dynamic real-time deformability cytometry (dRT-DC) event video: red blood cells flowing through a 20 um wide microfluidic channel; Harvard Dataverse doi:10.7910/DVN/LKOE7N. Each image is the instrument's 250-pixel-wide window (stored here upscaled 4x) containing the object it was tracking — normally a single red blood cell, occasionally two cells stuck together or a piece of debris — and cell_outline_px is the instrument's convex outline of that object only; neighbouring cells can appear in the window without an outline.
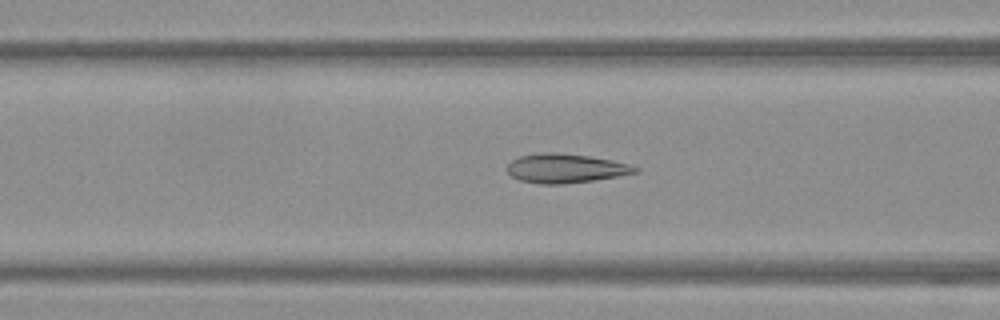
{"species": "Egyptian fruit bat (a non-hibernating species)", "species_latin": "Rousettus aegyptiacus", "temperature_condition": "warm", "stored_images_in_passage": 50, "camera_frame_rate_fps": 3000, "um_per_image_px": 0.085, "frame": {"image": 1, "passage_image": 18, "time_ms": 5.667, "image_size_px": [1000, 320], "cell_outline_px": [[640, 172], [592, 180], [564, 184], [540, 184], [520, 180], [512, 176], [504, 168], [512, 160], [520, 156], [544, 152], [556, 152], [588, 156], [612, 160], [628, 164], [640, 168]], "centroid_in_image_um": [48.05, 14.3], "position_along_channel_um": 118.5, "area_um2": 21.68}}
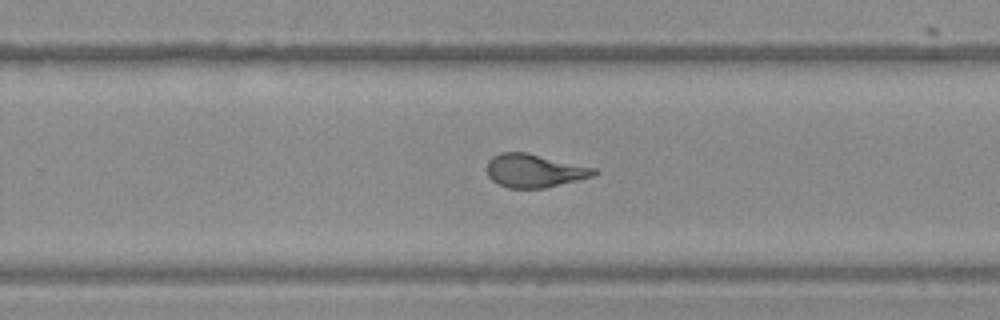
{"frame": {"image": 2, "passage_image": 31, "time_ms": 10.0, "image_size_px": [1000, 320], "cell_outline_px": [[600, 172], [596, 176], [544, 188], [508, 188], [492, 180], [488, 176], [488, 160], [492, 156], [500, 152], [528, 152], [596, 168]], "centroid_in_image_um": [45.47, 14.5], "position_along_channel_um": 284.3, "area_um2": 20.98}}
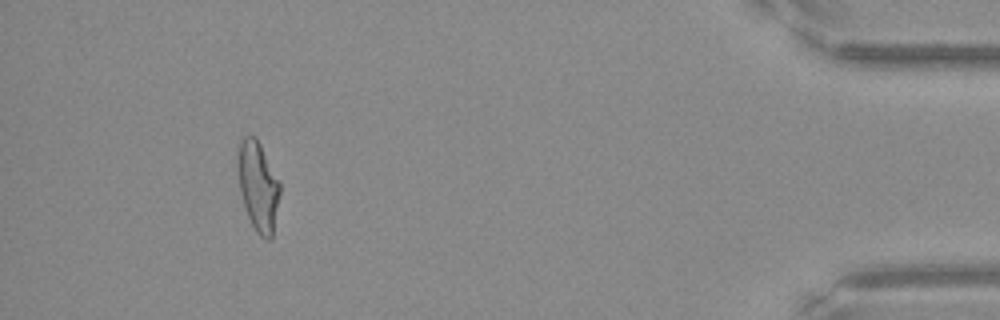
{"frame": {"image": 3, "passage_image": 46, "time_ms": 15.0, "image_size_px": [1000, 320], "cell_outline_px": [[280, 192], [272, 236], [268, 240], [260, 236], [256, 232], [248, 216], [240, 192], [236, 164], [236, 160], [240, 140], [244, 136], [256, 136], [280, 180]], "centroid_in_image_um": [21.92, 15.77], "position_along_channel_um": 413.3, "area_um2": 22.14}, "authors_computed_cell_mechanics": {"area_um2": 21.9062, "velocity_mm_per_s": 3.825, "shape_relaxation_time_tau1_ms": 6.7711, "shape_relaxation_time_tau2_ms": 0.8744, "deformation_change_tau1": 0.2222, "deformation_change_tau2": 0.0743}}